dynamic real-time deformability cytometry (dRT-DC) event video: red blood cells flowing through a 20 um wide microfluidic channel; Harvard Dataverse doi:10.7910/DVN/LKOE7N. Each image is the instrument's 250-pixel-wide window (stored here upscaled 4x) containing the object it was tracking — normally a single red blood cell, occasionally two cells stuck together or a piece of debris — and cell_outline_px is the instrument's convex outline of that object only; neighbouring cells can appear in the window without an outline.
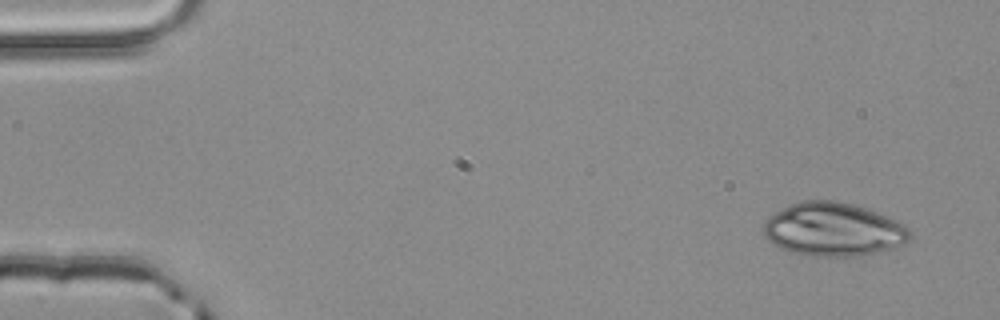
{"species": "common noctule bat (a hibernating species)", "species_latin": "Nyctalus noctula", "temperature_condition": "room temperature", "stored_images_in_passage": 3, "camera_frame_rate_fps": 3000, "um_per_image_px": 0.085, "animal": {"sex": "male", "body_mass_g": 20.4}, "frame": {"image": 1, "passage_image": 1, "time_ms": 0.0, "image_size_px": [1000, 320], "cell_outline_px": [[912, 236], [904, 244], [892, 248], [860, 256], [812, 256], [792, 252], [776, 244], [764, 236], [760, 228], [760, 224], [768, 216], [800, 200], [836, 200], [852, 204], [876, 212], [896, 220], [904, 224], [912, 232]], "centroid_in_image_um": [70.82, 19.49], "position_along_channel_um": 14.2, "area_um2": 45.66}}